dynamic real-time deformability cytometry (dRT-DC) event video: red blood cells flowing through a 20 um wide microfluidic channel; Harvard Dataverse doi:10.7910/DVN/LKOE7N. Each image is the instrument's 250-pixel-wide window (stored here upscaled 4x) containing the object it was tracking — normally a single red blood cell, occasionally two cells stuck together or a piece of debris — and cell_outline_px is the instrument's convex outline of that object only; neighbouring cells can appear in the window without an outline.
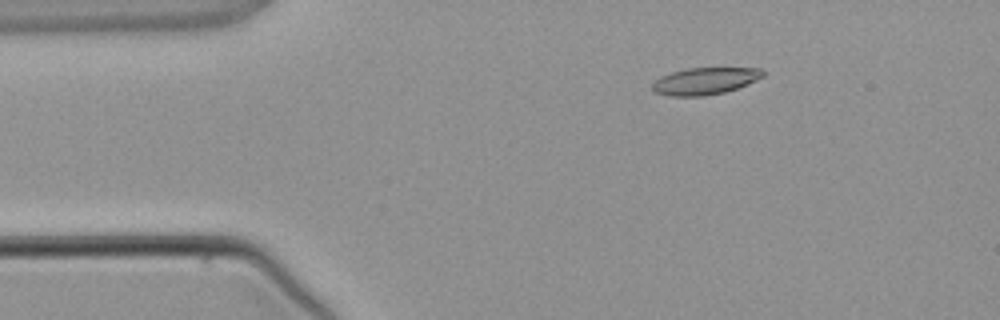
{"species": "common noctule bat (a hibernating species)", "species_latin": "Nyctalus noctula", "temperature_condition": "warm", "stored_images_in_passage": 3, "camera_frame_rate_fps": 3000, "um_per_image_px": 0.085, "animal": {"sex": "male", "body_mass_g": 21.5, "forearm_length_mm": 52.0}, "frame": {"image": 1, "passage_image": 2, "time_ms": 1.0, "image_size_px": [1000, 320], "cell_outline_px": [[764, 76], [748, 84], [724, 92], [704, 96], [668, 96], [656, 92], [652, 88], [652, 84], [660, 76], [672, 72], [688, 68], [760, 68], [764, 72]], "centroid_in_image_um": [59.91, 6.89], "position_along_channel_um": 25.1, "area_um2": 17.28}}